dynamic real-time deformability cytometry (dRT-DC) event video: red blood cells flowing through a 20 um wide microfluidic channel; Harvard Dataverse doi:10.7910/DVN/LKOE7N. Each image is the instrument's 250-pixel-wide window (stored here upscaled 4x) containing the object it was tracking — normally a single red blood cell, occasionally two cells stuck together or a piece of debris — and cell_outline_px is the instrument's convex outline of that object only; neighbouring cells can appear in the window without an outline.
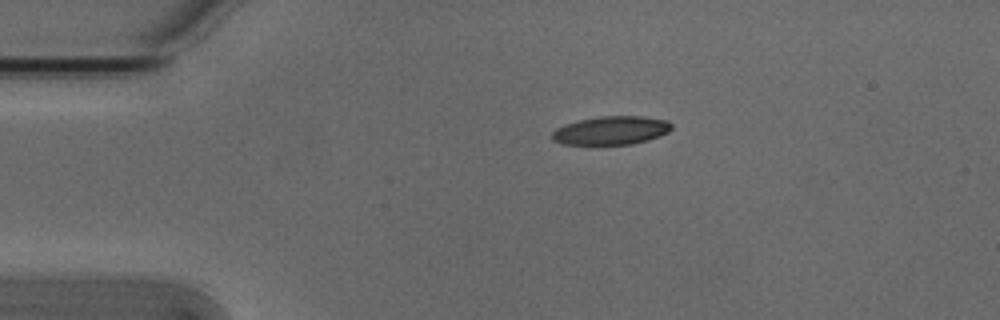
{"species": "Egyptian fruit bat (a non-hibernating species)", "species_latin": "Rousettus aegyptiacus", "temperature_condition": "cold", "stored_images_in_passage": 2, "camera_frame_rate_fps": 3000, "um_per_image_px": 0.085, "animal": {"sex": "male"}, "frame": {"image": 1, "passage_image": 1, "time_ms": 0.0, "image_size_px": [1000, 320], "cell_outline_px": [[672, 128], [668, 132], [660, 136], [648, 140], [632, 144], [560, 144], [552, 140], [552, 132], [556, 128], [564, 124], [580, 120], [600, 116], [640, 116], [668, 120], [672, 124]], "centroid_in_image_um": [51.95, 11.08], "position_along_channel_um": 33.0, "area_um2": 19.88}}